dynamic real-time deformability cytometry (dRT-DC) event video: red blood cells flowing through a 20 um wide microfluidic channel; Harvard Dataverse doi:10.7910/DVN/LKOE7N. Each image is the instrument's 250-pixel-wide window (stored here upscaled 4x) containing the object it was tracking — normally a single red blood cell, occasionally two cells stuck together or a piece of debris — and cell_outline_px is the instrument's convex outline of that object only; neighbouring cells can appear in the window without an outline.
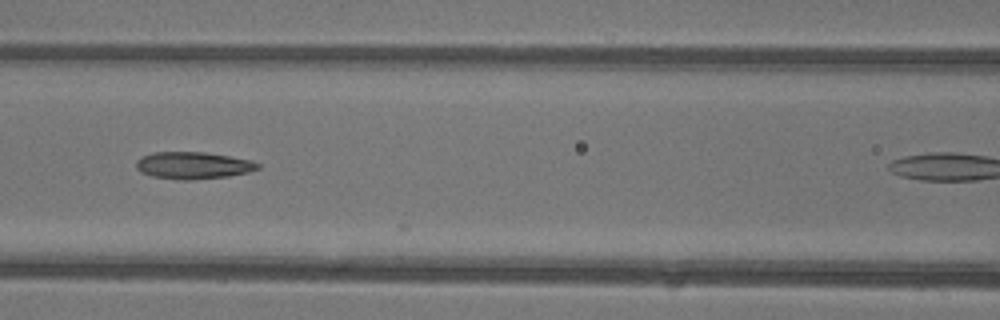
{"species": "common noctule bat (a hibernating species)", "species_latin": "Nyctalus noctula", "temperature_condition": "warm", "stored_images_in_passage": 10, "camera_frame_rate_fps": 3000, "um_per_image_px": 0.085, "animal": {"sex": "female"}, "frame": {"image": 1, "passage_image": 8, "time_ms": 2.333, "image_size_px": [1000, 320], "cell_outline_px": [[260, 168], [248, 172], [228, 176], [192, 180], [180, 180], [152, 176], [140, 172], [136, 168], [136, 160], [140, 156], [152, 152], [204, 152], [252, 160], [260, 164]], "centroid_in_image_um": [16.39, 14.06], "position_along_channel_um": 150.2, "area_um2": 19.31}}